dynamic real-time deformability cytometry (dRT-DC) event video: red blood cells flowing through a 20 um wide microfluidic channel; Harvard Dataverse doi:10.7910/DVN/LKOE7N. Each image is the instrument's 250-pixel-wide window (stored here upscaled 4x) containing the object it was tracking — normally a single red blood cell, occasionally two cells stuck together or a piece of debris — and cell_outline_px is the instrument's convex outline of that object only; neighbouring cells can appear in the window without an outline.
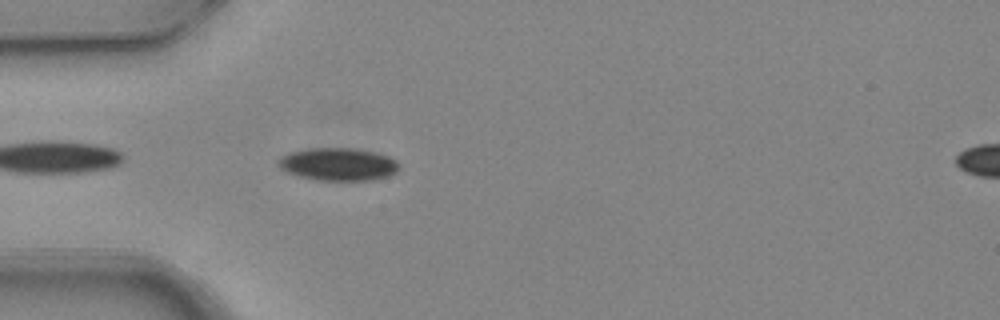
{"species": "common noctule bat (a hibernating species)", "species_latin": "Nyctalus noctula", "temperature_condition": "warm", "stored_images_in_passage": 3, "segment_of_instrument_passage": [1, 2], "camera_frame_rate_fps": 3000, "um_per_image_px": 0.085, "animal": {"sex": "female", "body_mass_g": 24.6, "forearm_length_mm": 56.2}, "frame": {"image": 1, "passage_image": 2, "time_ms": 0.333, "image_size_px": [1000, 320], "cell_outline_px": [[400, 168], [396, 172], [388, 176], [372, 180], [316, 180], [300, 176], [288, 172], [280, 168], [276, 164], [276, 160], [280, 156], [288, 152], [308, 148], [356, 148], [388, 156], [396, 160], [400, 164]], "centroid_in_image_um": [28.72, 13.95], "position_along_channel_um": 56.3, "area_um2": 23.24}}